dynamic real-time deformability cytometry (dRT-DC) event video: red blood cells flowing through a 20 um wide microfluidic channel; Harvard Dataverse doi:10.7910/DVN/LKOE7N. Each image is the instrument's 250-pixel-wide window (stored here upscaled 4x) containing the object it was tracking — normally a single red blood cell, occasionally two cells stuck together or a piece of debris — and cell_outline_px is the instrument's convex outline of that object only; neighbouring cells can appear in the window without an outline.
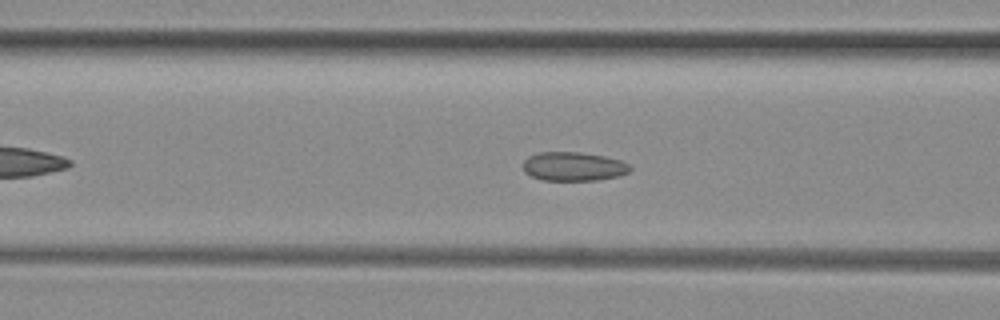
{"species": "common noctule bat (a hibernating species)", "species_latin": "Nyctalus noctula", "temperature_condition": "room temperature", "stored_images_in_passage": 43, "camera_frame_rate_fps": 3000, "um_per_image_px": 0.085, "animal": {"sex": "female", "body_mass_g": 29.2, "forearm_length_mm": 56.3}, "frame": {"image": 1, "passage_image": 12, "time_ms": 3.667, "image_size_px": [1000, 320], "cell_outline_px": [[632, 168], [628, 172], [616, 176], [596, 180], [544, 180], [532, 176], [524, 172], [524, 160], [528, 156], [540, 152], [580, 152], [604, 156], [620, 160], [628, 164]], "centroid_in_image_um": [48.73, 14.14], "position_along_channel_um": 117.9, "area_um2": 17.86}}
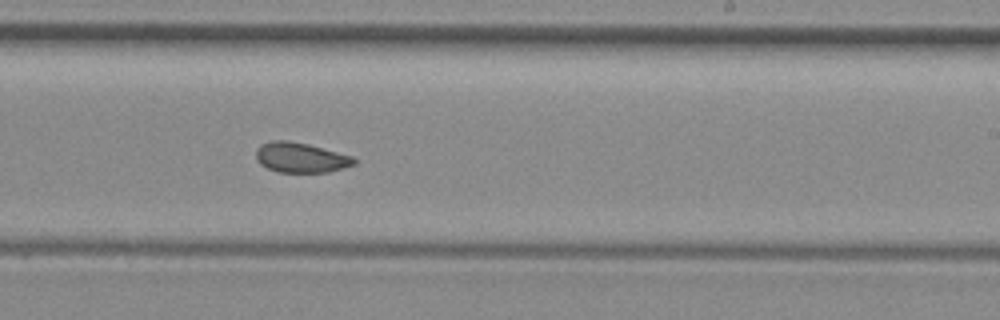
{"frame": {"image": 2, "passage_image": 23, "time_ms": 7.333, "image_size_px": [1000, 320], "cell_outline_px": [[356, 164], [344, 168], [328, 172], [276, 172], [260, 164], [256, 160], [256, 148], [260, 144], [272, 140], [288, 140], [308, 144], [352, 156], [356, 160]], "centroid_in_image_um": [25.54, 13.39], "position_along_channel_um": 263.5, "area_um2": 17.28}}
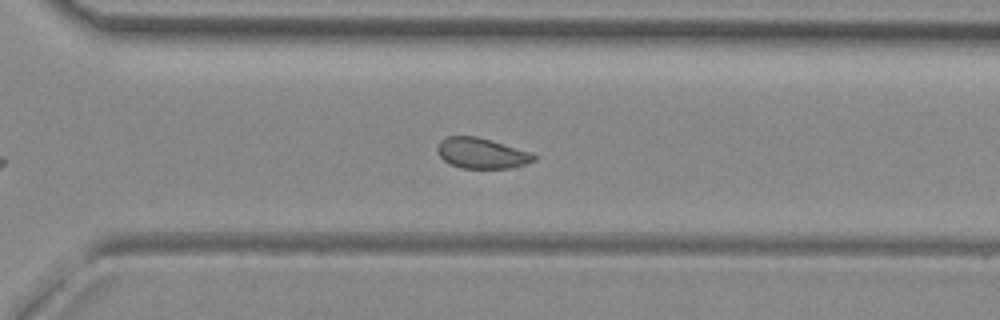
{"frame": {"image": 3, "passage_image": 28, "time_ms": 9.0, "image_size_px": [1000, 320], "cell_outline_px": [[536, 160], [512, 168], [460, 168], [448, 164], [440, 156], [436, 148], [440, 140], [448, 136], [476, 136], [532, 152], [536, 156]], "centroid_in_image_um": [40.92, 13.03], "position_along_channel_um": 329.7, "area_um2": 17.22}, "authors_computed_cell_mechanics": {"area_um2": 18.1492, "velocity_mm_per_s": 3.9803, "shape_relaxation_time_tau1_ms": null, "shape_relaxation_time_tau2_ms": 1.3625, "deformation_change_tau1": null, "deformation_change_tau2": 0.0634}}